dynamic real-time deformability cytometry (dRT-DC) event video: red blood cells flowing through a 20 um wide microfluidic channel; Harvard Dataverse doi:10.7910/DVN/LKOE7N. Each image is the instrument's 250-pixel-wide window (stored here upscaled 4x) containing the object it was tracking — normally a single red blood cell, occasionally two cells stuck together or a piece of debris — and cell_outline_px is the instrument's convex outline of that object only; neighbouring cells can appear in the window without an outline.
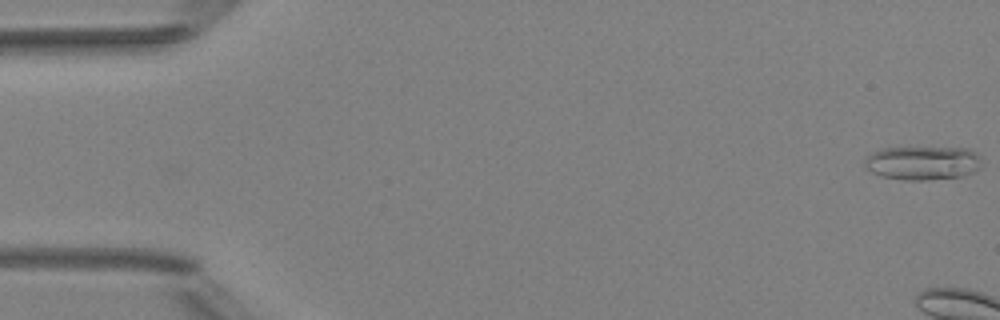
{"species": "Egyptian fruit bat (a non-hibernating species)", "species_latin": "Rousettus aegyptiacus", "temperature_condition": "room temperature", "stored_images_in_passage": 7, "camera_frame_rate_fps": 3000, "um_per_image_px": 0.085, "animal": {"sex": "female"}, "frame": {"image": 1, "passage_image": 1, "time_ms": 0.0, "image_size_px": [1000, 320], "cell_outline_px": [[980, 168], [964, 176], [928, 180], [904, 180], [880, 176], [872, 172], [864, 164], [864, 156], [880, 148], [972, 148], [976, 152], [980, 160]], "centroid_in_image_um": [78.41, 13.85], "position_along_channel_um": 6.6, "area_um2": 23.24}}